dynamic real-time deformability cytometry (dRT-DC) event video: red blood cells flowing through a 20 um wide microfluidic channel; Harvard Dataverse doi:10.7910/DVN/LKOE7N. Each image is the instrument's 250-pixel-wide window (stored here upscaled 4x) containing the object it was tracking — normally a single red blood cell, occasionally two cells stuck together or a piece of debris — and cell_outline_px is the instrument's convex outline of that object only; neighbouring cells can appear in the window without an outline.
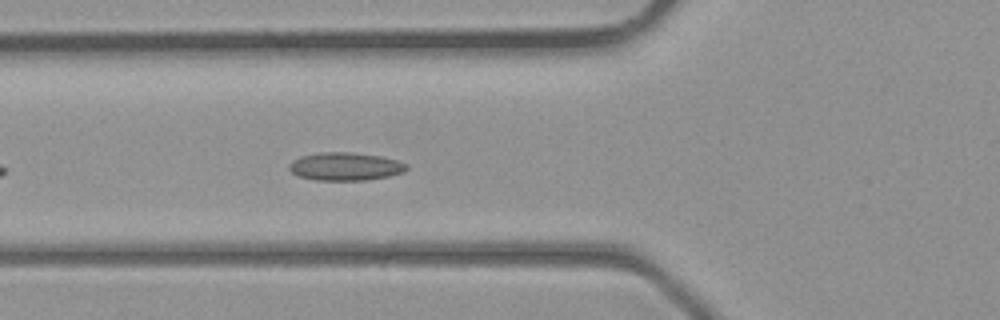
{"species": "common noctule bat (a hibernating species)", "species_latin": "Nyctalus noctula", "temperature_condition": "room temperature", "stored_images_in_passage": 30, "camera_frame_rate_fps": 3000, "um_per_image_px": 0.085, "animal": {"sex": "male", "body_mass_g": 23.1, "forearm_length_mm": 52.7}, "frame": {"image": 1, "passage_image": 5, "time_ms": 1.333, "image_size_px": [1000, 320], "cell_outline_px": [[408, 168], [404, 172], [388, 176], [364, 180], [316, 180], [300, 176], [292, 172], [288, 168], [288, 164], [292, 160], [300, 156], [320, 152], [352, 152], [380, 156], [396, 160], [408, 164]], "centroid_in_image_um": [29.34, 14.14], "position_along_channel_um": 96.5, "area_um2": 19.19}}
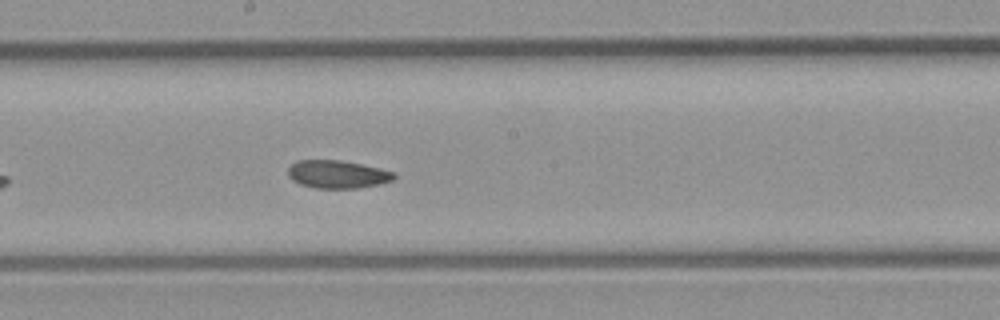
{"frame": {"image": 2, "passage_image": 12, "time_ms": 3.667, "image_size_px": [1000, 320], "cell_outline_px": [[396, 176], [392, 180], [376, 184], [356, 188], [316, 188], [300, 184], [292, 180], [288, 176], [288, 168], [296, 160], [340, 160], [380, 168], [392, 172]], "centroid_in_image_um": [28.62, 14.81], "position_along_channel_um": 219.6, "area_um2": 17.05}}
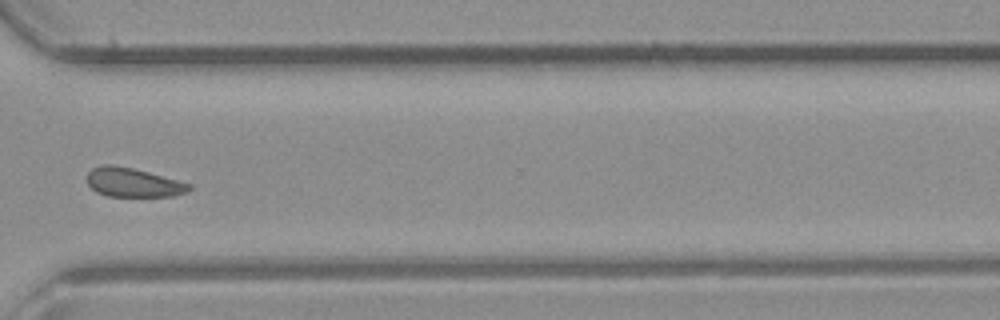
{"frame": {"image": 3, "passage_image": 20, "time_ms": 6.333, "image_size_px": [1000, 320], "cell_outline_px": [[192, 188], [184, 192], [172, 196], [108, 196], [96, 192], [88, 184], [88, 172], [92, 168], [104, 164], [112, 164], [132, 168], [148, 172], [192, 184]], "centroid_in_image_um": [11.29, 15.5], "position_along_channel_um": 359.3, "area_um2": 17.11}}